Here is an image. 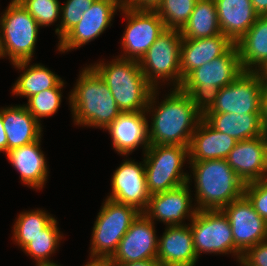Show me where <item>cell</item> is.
Returning a JSON list of instances; mask_svg holds the SVG:
<instances>
[{
    "mask_svg": "<svg viewBox=\"0 0 267 266\" xmlns=\"http://www.w3.org/2000/svg\"><path fill=\"white\" fill-rule=\"evenodd\" d=\"M159 89L160 87L152 91L145 110L147 114H152L150 127L148 126L150 145L189 147L203 114L193 104L189 94L180 88L171 87L172 91L161 102L156 101Z\"/></svg>",
    "mask_w": 267,
    "mask_h": 266,
    "instance_id": "6da1fadb",
    "label": "cell"
},
{
    "mask_svg": "<svg viewBox=\"0 0 267 266\" xmlns=\"http://www.w3.org/2000/svg\"><path fill=\"white\" fill-rule=\"evenodd\" d=\"M80 72L68 96L74 125L106 130L122 112L107 84L91 65Z\"/></svg>",
    "mask_w": 267,
    "mask_h": 266,
    "instance_id": "7a4b0ae2",
    "label": "cell"
},
{
    "mask_svg": "<svg viewBox=\"0 0 267 266\" xmlns=\"http://www.w3.org/2000/svg\"><path fill=\"white\" fill-rule=\"evenodd\" d=\"M197 210H222L244 194L245 183L226 159L189 161Z\"/></svg>",
    "mask_w": 267,
    "mask_h": 266,
    "instance_id": "3957f363",
    "label": "cell"
},
{
    "mask_svg": "<svg viewBox=\"0 0 267 266\" xmlns=\"http://www.w3.org/2000/svg\"><path fill=\"white\" fill-rule=\"evenodd\" d=\"M239 52L234 44L226 53L192 70L180 89L189 94L193 104L204 115L215 103L220 88L243 73Z\"/></svg>",
    "mask_w": 267,
    "mask_h": 266,
    "instance_id": "277c9868",
    "label": "cell"
},
{
    "mask_svg": "<svg viewBox=\"0 0 267 266\" xmlns=\"http://www.w3.org/2000/svg\"><path fill=\"white\" fill-rule=\"evenodd\" d=\"M91 66L110 89L121 112L145 111L154 88L141 71L139 61L120 58Z\"/></svg>",
    "mask_w": 267,
    "mask_h": 266,
    "instance_id": "5b68a950",
    "label": "cell"
},
{
    "mask_svg": "<svg viewBox=\"0 0 267 266\" xmlns=\"http://www.w3.org/2000/svg\"><path fill=\"white\" fill-rule=\"evenodd\" d=\"M147 189L150 195L162 193L186 183L191 174L183 164L189 161V147L181 145H149L144 153ZM187 159V160H186Z\"/></svg>",
    "mask_w": 267,
    "mask_h": 266,
    "instance_id": "8992f818",
    "label": "cell"
},
{
    "mask_svg": "<svg viewBox=\"0 0 267 266\" xmlns=\"http://www.w3.org/2000/svg\"><path fill=\"white\" fill-rule=\"evenodd\" d=\"M94 221L90 258L109 259L132 223L142 213L136 207L105 199Z\"/></svg>",
    "mask_w": 267,
    "mask_h": 266,
    "instance_id": "52a82bcc",
    "label": "cell"
},
{
    "mask_svg": "<svg viewBox=\"0 0 267 266\" xmlns=\"http://www.w3.org/2000/svg\"><path fill=\"white\" fill-rule=\"evenodd\" d=\"M2 59L32 61L40 26L21 3L11 0L1 13Z\"/></svg>",
    "mask_w": 267,
    "mask_h": 266,
    "instance_id": "ba28073f",
    "label": "cell"
},
{
    "mask_svg": "<svg viewBox=\"0 0 267 266\" xmlns=\"http://www.w3.org/2000/svg\"><path fill=\"white\" fill-rule=\"evenodd\" d=\"M181 44L180 30L166 29L140 59L141 71L154 89H158L160 82L165 84L168 81V85L180 88L183 82L180 72Z\"/></svg>",
    "mask_w": 267,
    "mask_h": 266,
    "instance_id": "9c48e42d",
    "label": "cell"
},
{
    "mask_svg": "<svg viewBox=\"0 0 267 266\" xmlns=\"http://www.w3.org/2000/svg\"><path fill=\"white\" fill-rule=\"evenodd\" d=\"M188 225L198 258L202 253H232L240 263L243 254L234 245L229 220L222 210H198Z\"/></svg>",
    "mask_w": 267,
    "mask_h": 266,
    "instance_id": "30bf717a",
    "label": "cell"
},
{
    "mask_svg": "<svg viewBox=\"0 0 267 266\" xmlns=\"http://www.w3.org/2000/svg\"><path fill=\"white\" fill-rule=\"evenodd\" d=\"M127 18L120 58L140 61L156 39L166 30L164 21L155 10L122 7Z\"/></svg>",
    "mask_w": 267,
    "mask_h": 266,
    "instance_id": "8fae6325",
    "label": "cell"
},
{
    "mask_svg": "<svg viewBox=\"0 0 267 266\" xmlns=\"http://www.w3.org/2000/svg\"><path fill=\"white\" fill-rule=\"evenodd\" d=\"M263 84L258 72L244 71L219 89L215 103L206 113L260 114Z\"/></svg>",
    "mask_w": 267,
    "mask_h": 266,
    "instance_id": "7c38bea8",
    "label": "cell"
},
{
    "mask_svg": "<svg viewBox=\"0 0 267 266\" xmlns=\"http://www.w3.org/2000/svg\"><path fill=\"white\" fill-rule=\"evenodd\" d=\"M222 211L229 220L234 245L242 254L254 245L267 240V222L254 210L244 194Z\"/></svg>",
    "mask_w": 267,
    "mask_h": 266,
    "instance_id": "4fadbf2b",
    "label": "cell"
},
{
    "mask_svg": "<svg viewBox=\"0 0 267 266\" xmlns=\"http://www.w3.org/2000/svg\"><path fill=\"white\" fill-rule=\"evenodd\" d=\"M122 7L113 0H95L84 12L78 24L71 29L59 42L57 49L64 53L95 40L109 26L117 10Z\"/></svg>",
    "mask_w": 267,
    "mask_h": 266,
    "instance_id": "5bb4252c",
    "label": "cell"
},
{
    "mask_svg": "<svg viewBox=\"0 0 267 266\" xmlns=\"http://www.w3.org/2000/svg\"><path fill=\"white\" fill-rule=\"evenodd\" d=\"M111 193L108 199L136 207L144 212L149 204L150 194L147 189L145 162L124 159L113 172Z\"/></svg>",
    "mask_w": 267,
    "mask_h": 266,
    "instance_id": "9a60e30c",
    "label": "cell"
},
{
    "mask_svg": "<svg viewBox=\"0 0 267 266\" xmlns=\"http://www.w3.org/2000/svg\"><path fill=\"white\" fill-rule=\"evenodd\" d=\"M154 225L155 222L141 213L120 240L109 261L111 263H128L156 259L158 237Z\"/></svg>",
    "mask_w": 267,
    "mask_h": 266,
    "instance_id": "2e32d148",
    "label": "cell"
},
{
    "mask_svg": "<svg viewBox=\"0 0 267 266\" xmlns=\"http://www.w3.org/2000/svg\"><path fill=\"white\" fill-rule=\"evenodd\" d=\"M189 183L150 196L147 209L143 212L151 221H162L166 226L186 225L197 213L192 204ZM190 219V220H189Z\"/></svg>",
    "mask_w": 267,
    "mask_h": 266,
    "instance_id": "e0dca14e",
    "label": "cell"
},
{
    "mask_svg": "<svg viewBox=\"0 0 267 266\" xmlns=\"http://www.w3.org/2000/svg\"><path fill=\"white\" fill-rule=\"evenodd\" d=\"M226 161L245 184L267 179V133L237 141Z\"/></svg>",
    "mask_w": 267,
    "mask_h": 266,
    "instance_id": "ac0fdd59",
    "label": "cell"
},
{
    "mask_svg": "<svg viewBox=\"0 0 267 266\" xmlns=\"http://www.w3.org/2000/svg\"><path fill=\"white\" fill-rule=\"evenodd\" d=\"M148 116L146 111L122 112L107 128L114 150L128 156L139 146L143 147V153L149 147Z\"/></svg>",
    "mask_w": 267,
    "mask_h": 266,
    "instance_id": "d6986e66",
    "label": "cell"
},
{
    "mask_svg": "<svg viewBox=\"0 0 267 266\" xmlns=\"http://www.w3.org/2000/svg\"><path fill=\"white\" fill-rule=\"evenodd\" d=\"M158 239L157 261L163 266H195L198 261L190 225L166 226Z\"/></svg>",
    "mask_w": 267,
    "mask_h": 266,
    "instance_id": "ffe728a7",
    "label": "cell"
},
{
    "mask_svg": "<svg viewBox=\"0 0 267 266\" xmlns=\"http://www.w3.org/2000/svg\"><path fill=\"white\" fill-rule=\"evenodd\" d=\"M40 145L41 139L6 153L11 165L19 172L22 183L36 190H41L46 185L49 173Z\"/></svg>",
    "mask_w": 267,
    "mask_h": 266,
    "instance_id": "44dd1931",
    "label": "cell"
},
{
    "mask_svg": "<svg viewBox=\"0 0 267 266\" xmlns=\"http://www.w3.org/2000/svg\"><path fill=\"white\" fill-rule=\"evenodd\" d=\"M234 43L222 33L207 38H182L180 72L182 80L194 69L226 53Z\"/></svg>",
    "mask_w": 267,
    "mask_h": 266,
    "instance_id": "7402d4cb",
    "label": "cell"
},
{
    "mask_svg": "<svg viewBox=\"0 0 267 266\" xmlns=\"http://www.w3.org/2000/svg\"><path fill=\"white\" fill-rule=\"evenodd\" d=\"M221 33L236 44L259 15L251 0H215Z\"/></svg>",
    "mask_w": 267,
    "mask_h": 266,
    "instance_id": "603a6c76",
    "label": "cell"
},
{
    "mask_svg": "<svg viewBox=\"0 0 267 266\" xmlns=\"http://www.w3.org/2000/svg\"><path fill=\"white\" fill-rule=\"evenodd\" d=\"M237 141L215 130L204 118L199 122L189 145V161L226 159Z\"/></svg>",
    "mask_w": 267,
    "mask_h": 266,
    "instance_id": "cb8c5ba5",
    "label": "cell"
},
{
    "mask_svg": "<svg viewBox=\"0 0 267 266\" xmlns=\"http://www.w3.org/2000/svg\"><path fill=\"white\" fill-rule=\"evenodd\" d=\"M2 121L7 135V152L35 142L42 137V126L24 105L2 108Z\"/></svg>",
    "mask_w": 267,
    "mask_h": 266,
    "instance_id": "d4e9b609",
    "label": "cell"
},
{
    "mask_svg": "<svg viewBox=\"0 0 267 266\" xmlns=\"http://www.w3.org/2000/svg\"><path fill=\"white\" fill-rule=\"evenodd\" d=\"M203 118L215 130L233 137L236 141L264 136L267 133L261 114L205 113Z\"/></svg>",
    "mask_w": 267,
    "mask_h": 266,
    "instance_id": "484cf974",
    "label": "cell"
},
{
    "mask_svg": "<svg viewBox=\"0 0 267 266\" xmlns=\"http://www.w3.org/2000/svg\"><path fill=\"white\" fill-rule=\"evenodd\" d=\"M236 46L243 71L258 72L267 62V16H259Z\"/></svg>",
    "mask_w": 267,
    "mask_h": 266,
    "instance_id": "4316f807",
    "label": "cell"
},
{
    "mask_svg": "<svg viewBox=\"0 0 267 266\" xmlns=\"http://www.w3.org/2000/svg\"><path fill=\"white\" fill-rule=\"evenodd\" d=\"M31 61H21L13 66L22 74L13 84V95L26 97L27 99L44 90L58 87L64 80L41 63L30 65Z\"/></svg>",
    "mask_w": 267,
    "mask_h": 266,
    "instance_id": "83f0119b",
    "label": "cell"
},
{
    "mask_svg": "<svg viewBox=\"0 0 267 266\" xmlns=\"http://www.w3.org/2000/svg\"><path fill=\"white\" fill-rule=\"evenodd\" d=\"M180 33L182 38L186 39L207 38L220 34L215 0H198Z\"/></svg>",
    "mask_w": 267,
    "mask_h": 266,
    "instance_id": "f1b7e54d",
    "label": "cell"
},
{
    "mask_svg": "<svg viewBox=\"0 0 267 266\" xmlns=\"http://www.w3.org/2000/svg\"><path fill=\"white\" fill-rule=\"evenodd\" d=\"M54 219L49 212L38 208L20 213L13 225L14 242L23 250L31 243L32 238L40 234Z\"/></svg>",
    "mask_w": 267,
    "mask_h": 266,
    "instance_id": "f546056e",
    "label": "cell"
},
{
    "mask_svg": "<svg viewBox=\"0 0 267 266\" xmlns=\"http://www.w3.org/2000/svg\"><path fill=\"white\" fill-rule=\"evenodd\" d=\"M62 238L64 237L58 228V222L54 219L22 251L36 260V265L54 263L50 257L59 247Z\"/></svg>",
    "mask_w": 267,
    "mask_h": 266,
    "instance_id": "4dcf8cb0",
    "label": "cell"
},
{
    "mask_svg": "<svg viewBox=\"0 0 267 266\" xmlns=\"http://www.w3.org/2000/svg\"><path fill=\"white\" fill-rule=\"evenodd\" d=\"M198 0H162L155 11L166 29L181 30L187 23Z\"/></svg>",
    "mask_w": 267,
    "mask_h": 266,
    "instance_id": "1f68e13d",
    "label": "cell"
},
{
    "mask_svg": "<svg viewBox=\"0 0 267 266\" xmlns=\"http://www.w3.org/2000/svg\"><path fill=\"white\" fill-rule=\"evenodd\" d=\"M64 85L63 81L58 87L44 90L27 99L28 103L24 106L39 123L42 118L51 117L57 113L62 102L61 91Z\"/></svg>",
    "mask_w": 267,
    "mask_h": 266,
    "instance_id": "d6a6232c",
    "label": "cell"
},
{
    "mask_svg": "<svg viewBox=\"0 0 267 266\" xmlns=\"http://www.w3.org/2000/svg\"><path fill=\"white\" fill-rule=\"evenodd\" d=\"M28 11L40 27L51 26L60 20L61 3L59 0H15Z\"/></svg>",
    "mask_w": 267,
    "mask_h": 266,
    "instance_id": "836d02e7",
    "label": "cell"
},
{
    "mask_svg": "<svg viewBox=\"0 0 267 266\" xmlns=\"http://www.w3.org/2000/svg\"><path fill=\"white\" fill-rule=\"evenodd\" d=\"M95 0H67L64 5H61L60 24L55 29V34L58 35L59 41L73 29L84 12L87 11Z\"/></svg>",
    "mask_w": 267,
    "mask_h": 266,
    "instance_id": "e575fe53",
    "label": "cell"
},
{
    "mask_svg": "<svg viewBox=\"0 0 267 266\" xmlns=\"http://www.w3.org/2000/svg\"><path fill=\"white\" fill-rule=\"evenodd\" d=\"M244 195L254 210L267 222V179L246 183Z\"/></svg>",
    "mask_w": 267,
    "mask_h": 266,
    "instance_id": "d590c367",
    "label": "cell"
},
{
    "mask_svg": "<svg viewBox=\"0 0 267 266\" xmlns=\"http://www.w3.org/2000/svg\"><path fill=\"white\" fill-rule=\"evenodd\" d=\"M240 266H267V240L249 248L242 255Z\"/></svg>",
    "mask_w": 267,
    "mask_h": 266,
    "instance_id": "8d00e7d4",
    "label": "cell"
},
{
    "mask_svg": "<svg viewBox=\"0 0 267 266\" xmlns=\"http://www.w3.org/2000/svg\"><path fill=\"white\" fill-rule=\"evenodd\" d=\"M162 0H129L128 6L135 9L155 10Z\"/></svg>",
    "mask_w": 267,
    "mask_h": 266,
    "instance_id": "74e56055",
    "label": "cell"
},
{
    "mask_svg": "<svg viewBox=\"0 0 267 266\" xmlns=\"http://www.w3.org/2000/svg\"><path fill=\"white\" fill-rule=\"evenodd\" d=\"M260 114H261L263 126L267 130V82H264L263 84Z\"/></svg>",
    "mask_w": 267,
    "mask_h": 266,
    "instance_id": "f35d334b",
    "label": "cell"
},
{
    "mask_svg": "<svg viewBox=\"0 0 267 266\" xmlns=\"http://www.w3.org/2000/svg\"><path fill=\"white\" fill-rule=\"evenodd\" d=\"M113 266H163L157 259H147L128 263H112Z\"/></svg>",
    "mask_w": 267,
    "mask_h": 266,
    "instance_id": "ab89813d",
    "label": "cell"
},
{
    "mask_svg": "<svg viewBox=\"0 0 267 266\" xmlns=\"http://www.w3.org/2000/svg\"><path fill=\"white\" fill-rule=\"evenodd\" d=\"M0 152L7 153V135L2 121V108L0 109Z\"/></svg>",
    "mask_w": 267,
    "mask_h": 266,
    "instance_id": "60d3db41",
    "label": "cell"
},
{
    "mask_svg": "<svg viewBox=\"0 0 267 266\" xmlns=\"http://www.w3.org/2000/svg\"><path fill=\"white\" fill-rule=\"evenodd\" d=\"M251 2L259 16H267V0H251Z\"/></svg>",
    "mask_w": 267,
    "mask_h": 266,
    "instance_id": "b9f144b4",
    "label": "cell"
},
{
    "mask_svg": "<svg viewBox=\"0 0 267 266\" xmlns=\"http://www.w3.org/2000/svg\"><path fill=\"white\" fill-rule=\"evenodd\" d=\"M83 266H113L109 259H100V258H90Z\"/></svg>",
    "mask_w": 267,
    "mask_h": 266,
    "instance_id": "7bdbcfd3",
    "label": "cell"
},
{
    "mask_svg": "<svg viewBox=\"0 0 267 266\" xmlns=\"http://www.w3.org/2000/svg\"><path fill=\"white\" fill-rule=\"evenodd\" d=\"M259 75L263 82H267V62L266 64L258 71Z\"/></svg>",
    "mask_w": 267,
    "mask_h": 266,
    "instance_id": "ee69618b",
    "label": "cell"
},
{
    "mask_svg": "<svg viewBox=\"0 0 267 266\" xmlns=\"http://www.w3.org/2000/svg\"><path fill=\"white\" fill-rule=\"evenodd\" d=\"M121 7H127L129 0H113Z\"/></svg>",
    "mask_w": 267,
    "mask_h": 266,
    "instance_id": "f6af8a7d",
    "label": "cell"
},
{
    "mask_svg": "<svg viewBox=\"0 0 267 266\" xmlns=\"http://www.w3.org/2000/svg\"><path fill=\"white\" fill-rule=\"evenodd\" d=\"M0 58H2L1 21H0Z\"/></svg>",
    "mask_w": 267,
    "mask_h": 266,
    "instance_id": "bcb514c9",
    "label": "cell"
},
{
    "mask_svg": "<svg viewBox=\"0 0 267 266\" xmlns=\"http://www.w3.org/2000/svg\"><path fill=\"white\" fill-rule=\"evenodd\" d=\"M37 266H61V265H58V263H47V264H38Z\"/></svg>",
    "mask_w": 267,
    "mask_h": 266,
    "instance_id": "7dc6e473",
    "label": "cell"
}]
</instances>
